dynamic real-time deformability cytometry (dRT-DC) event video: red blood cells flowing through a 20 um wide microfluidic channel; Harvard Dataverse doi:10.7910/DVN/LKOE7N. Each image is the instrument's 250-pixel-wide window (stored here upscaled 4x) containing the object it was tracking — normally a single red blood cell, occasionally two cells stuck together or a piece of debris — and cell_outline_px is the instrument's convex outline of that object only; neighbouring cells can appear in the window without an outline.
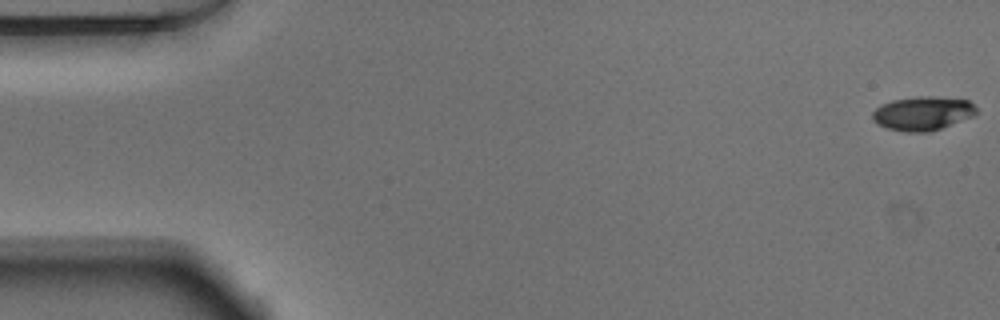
{"species": "Egyptian fruit bat (a non-hibernating species)", "species_latin": "Rousettus aegyptiacus", "temperature_condition": "warm", "stored_images_in_passage": 53, "camera_frame_rate_fps": 3000, "um_per_image_px": 0.085, "animal": {"sex": "male"}, "frame": {"image": 1, "passage_image": 1, "time_ms": 0.0, "image_size_px": [1000, 320], "cell_outline_px": [[976, 112], [972, 116], [940, 128], [928, 132], [908, 132], [888, 128], [872, 120], [872, 112], [880, 104], [892, 100], [916, 96], [932, 96], [968, 100], [976, 108]], "centroid_in_image_um": [78.39, 9.62], "position_along_channel_um": 6.6, "area_um2": 20.29}}
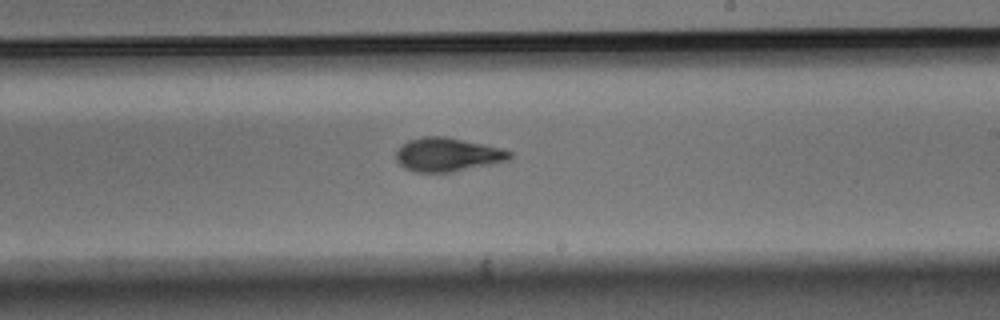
{"frame": {"image": 2, "passage_image": 31, "time_ms": 10.0, "image_size_px": [1000, 320], "cell_outline_px": [[512, 156], [508, 160], [492, 164], [452, 172], [416, 172], [404, 168], [396, 160], [396, 152], [408, 140], [424, 136], [444, 136], [500, 148], [512, 152]], "centroid_in_image_um": [38.03, 13.15], "position_along_channel_um": 251.0, "area_um2": 22.08}}
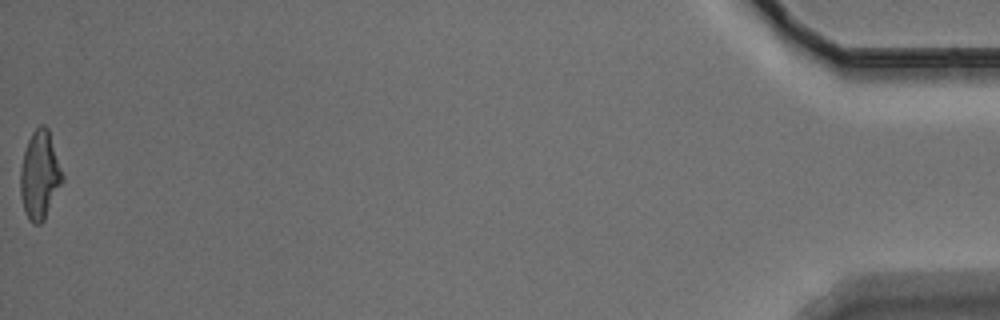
{"frame": {"image": 3, "passage_image": 53, "time_ms": 17.333, "image_size_px": [1000, 320], "cell_outline_px": [[64, 180], [44, 220], [40, 224], [32, 224], [28, 220], [24, 212], [20, 196], [20, 168], [24, 152], [28, 140], [32, 132], [40, 124], [44, 124], [48, 128], [64, 176]], "centroid_in_image_um": [3.37, 14.91], "position_along_channel_um": 431.8, "area_um2": 21.85}, "authors_computed_cell_mechanics": {"area_um2": 21.5016, "velocity_mm_per_s": 3.8427, "shape_relaxation_time_tau1_ms": 3.304, "shape_relaxation_time_tau2_ms": 1.914, "deformation_change_tau1": 0.1478, "deformation_change_tau2": 0.0772}}